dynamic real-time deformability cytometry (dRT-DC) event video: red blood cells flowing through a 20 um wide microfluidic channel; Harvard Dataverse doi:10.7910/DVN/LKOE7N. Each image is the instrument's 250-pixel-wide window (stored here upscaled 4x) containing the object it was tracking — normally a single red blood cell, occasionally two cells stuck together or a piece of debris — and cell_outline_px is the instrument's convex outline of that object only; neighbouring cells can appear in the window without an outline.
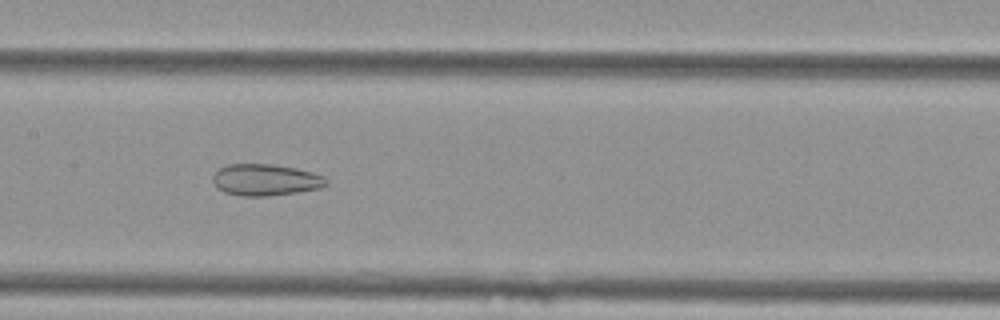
{"species": "Egyptian fruit bat (a non-hibernating species)", "species_latin": "Rousettus aegyptiacus", "temperature_condition": "cold", "stored_images_in_passage": 45, "camera_frame_rate_fps": 3000, "um_per_image_px": 0.085, "animal": {"sex": "female"}, "frame": {"image": 1, "passage_image": 18, "time_ms": 5.667, "image_size_px": [1000, 320], "cell_outline_px": [[328, 184], [320, 188], [296, 192], [268, 196], [240, 196], [224, 192], [216, 188], [212, 180], [212, 176], [220, 168], [228, 164], [272, 164], [296, 168], [312, 172], [324, 176], [328, 180]], "centroid_in_image_um": [22.56, 15.29], "position_along_channel_um": 184.8, "area_um2": 20.98}}
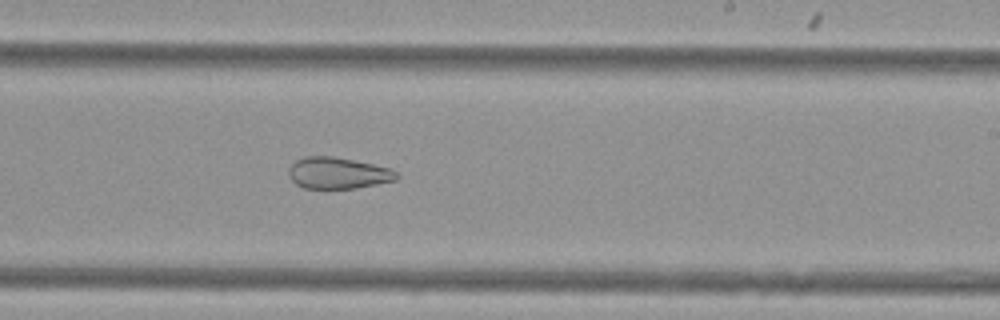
{"frame": {"image": 2, "passage_image": 24, "time_ms": 7.667, "image_size_px": [1000, 320], "cell_outline_px": [[400, 176], [396, 180], [356, 188], [304, 188], [296, 184], [288, 176], [288, 168], [296, 160], [304, 156], [332, 156], [392, 168], [400, 172]], "centroid_in_image_um": [28.74, 14.7], "position_along_channel_um": 260.3, "area_um2": 19.88}}
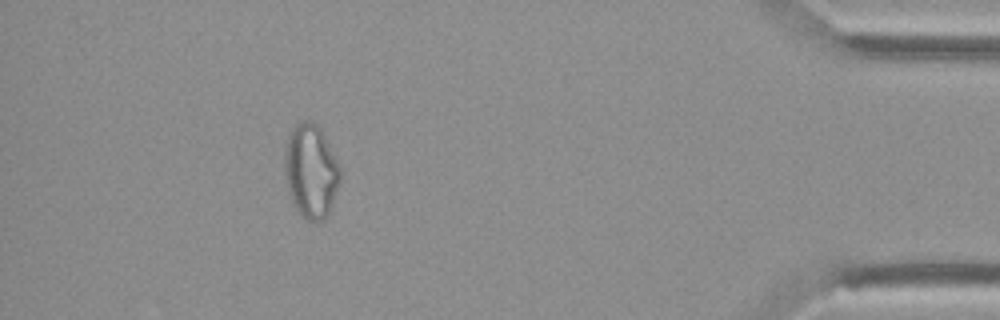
{"frame": {"image": 3, "passage_image": 40, "time_ms": 13.0, "image_size_px": [1000, 320], "cell_outline_px": [[340, 180], [332, 204], [324, 220], [308, 220], [296, 212], [292, 204], [288, 192], [284, 172], [284, 148], [288, 132], [296, 124], [304, 120], [312, 120], [320, 128], [340, 164]], "centroid_in_image_um": [26.39, 14.52], "position_along_channel_um": 408.8, "area_um2": 30.81}, "authors_computed_cell_mechanics": {"area_um2": 27.166, "velocity_mm_per_s": 3.7889, "shape_relaxation_time_tau1_ms": null, "shape_relaxation_time_tau2_ms": 3.1456, "deformation_change_tau1": null, "deformation_change_tau2": 0.1042}}